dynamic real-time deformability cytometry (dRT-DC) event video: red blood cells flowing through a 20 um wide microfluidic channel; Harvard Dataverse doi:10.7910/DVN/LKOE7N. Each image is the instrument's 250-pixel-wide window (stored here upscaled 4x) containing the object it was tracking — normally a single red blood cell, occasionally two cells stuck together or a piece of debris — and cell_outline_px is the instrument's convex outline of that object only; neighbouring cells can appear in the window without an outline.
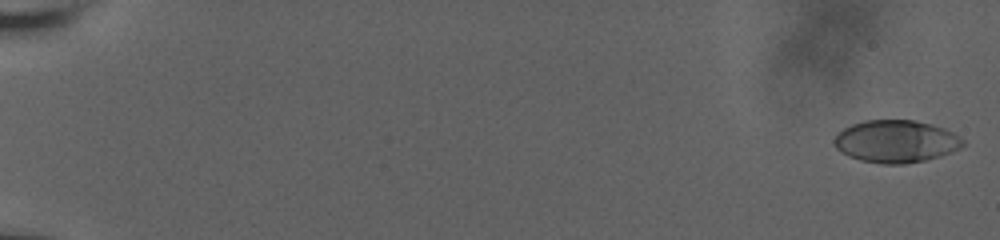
{"species": "human", "species_latin": "Homo sapiens", "temperature_condition": "room temperature", "stored_images_in_passage": 61, "camera_frame_rate_fps": 3000, "um_per_image_px": 0.085, "donor": {"sex": "male"}, "frame": {"image": 1, "passage_image": 2, "time_ms": 0.333, "image_size_px": [1000, 240], "cell_outline_px": [[964, 144], [960, 148], [952, 152], [940, 156], [924, 160], [904, 164], [880, 164], [860, 160], [848, 156], [840, 152], [832, 144], [832, 140], [844, 128], [852, 124], [864, 120], [912, 120], [932, 124], [944, 128], [960, 136], [964, 140]], "centroid_in_image_um": [76.14, 12.02], "position_along_channel_um": 8.9, "area_um2": 32.02}}
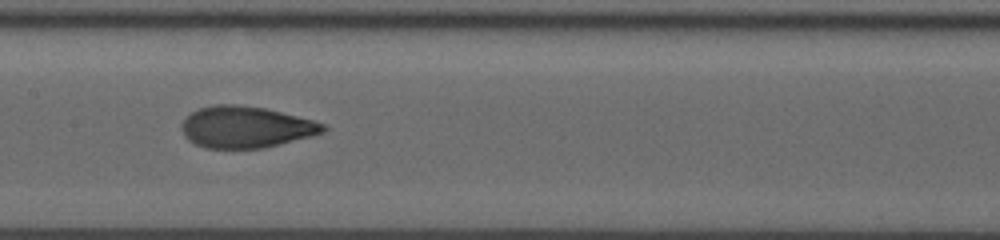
{"frame": {"image": 2, "passage_image": 34, "time_ms": 11.0, "image_size_px": [1000, 240], "cell_outline_px": [[328, 128], [324, 132], [312, 136], [264, 148], [204, 148], [188, 140], [184, 136], [180, 128], [180, 124], [192, 112], [200, 108], [216, 104], [236, 104], [264, 108], [312, 120], [324, 124]], "centroid_in_image_um": [20.87, 10.81], "position_along_channel_um": 186.5, "area_um2": 34.16}}
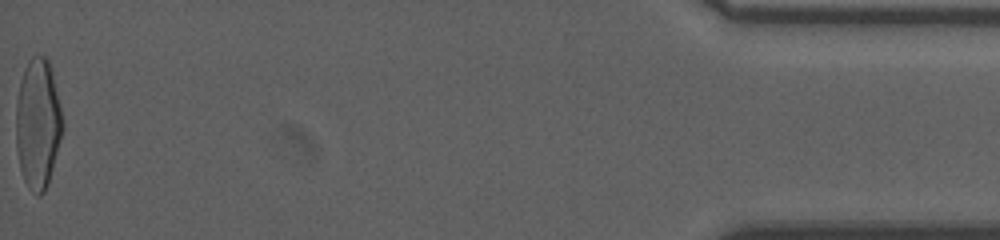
{"frame": {"image": 3, "passage_image": 61, "time_ms": 20.0, "image_size_px": [1000, 240], "cell_outline_px": [[64, 128], [48, 184], [44, 192], [40, 196], [36, 196], [28, 188], [24, 180], [20, 168], [16, 144], [16, 104], [20, 84], [24, 68], [28, 60], [32, 56], [44, 56], [48, 60], [52, 72], [64, 120]], "centroid_in_image_um": [3.23, 10.54], "position_along_channel_um": 432.0, "area_um2": 35.49}, "authors_computed_cell_mechanics": {"area_um2": 33.524, "velocity_mm_per_s": 3.6899, "shape_relaxation_time_tau1_ms": 7.0859, "shape_relaxation_time_tau2_ms": 0.9768, "deformation_change_tau1": 0.2624, "deformation_change_tau2": 0.0716}}